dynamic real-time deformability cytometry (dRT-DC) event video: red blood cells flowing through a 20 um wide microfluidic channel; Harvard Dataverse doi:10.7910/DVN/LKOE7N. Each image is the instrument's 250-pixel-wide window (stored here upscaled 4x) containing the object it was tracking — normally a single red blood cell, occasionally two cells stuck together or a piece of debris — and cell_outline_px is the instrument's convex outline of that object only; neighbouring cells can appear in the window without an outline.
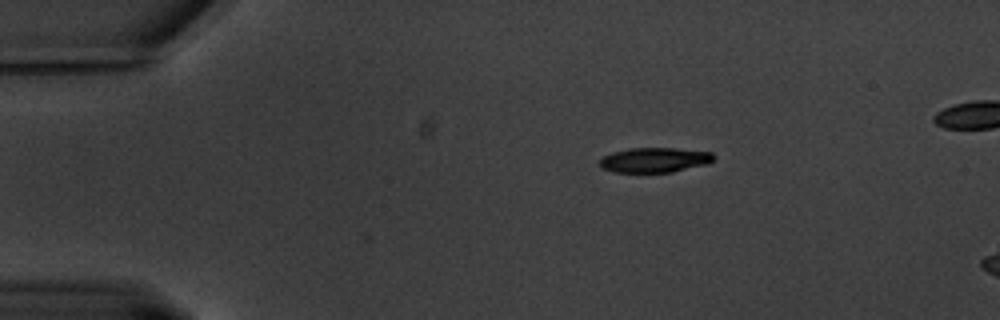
{"species": "common noctule bat (a hibernating species)", "species_latin": "Nyctalus noctula", "temperature_condition": "warm", "stored_images_in_passage": 7, "camera_frame_rate_fps": 3000, "um_per_image_px": 0.085, "animal": {"sex": "male", "body_mass_g": 20.1, "forearm_length_mm": 53.5}, "frame": {"image": 1, "passage_image": 1, "time_ms": 0.0, "image_size_px": [1000, 320], "cell_outline_px": [[716, 156], [708, 164], [672, 172], [616, 172], [600, 168], [600, 160], [604, 156], [612, 152], [628, 148], [672, 148], [712, 152]], "centroid_in_image_um": [55.65, 13.6], "position_along_channel_um": 29.4, "area_um2": 16.53}}